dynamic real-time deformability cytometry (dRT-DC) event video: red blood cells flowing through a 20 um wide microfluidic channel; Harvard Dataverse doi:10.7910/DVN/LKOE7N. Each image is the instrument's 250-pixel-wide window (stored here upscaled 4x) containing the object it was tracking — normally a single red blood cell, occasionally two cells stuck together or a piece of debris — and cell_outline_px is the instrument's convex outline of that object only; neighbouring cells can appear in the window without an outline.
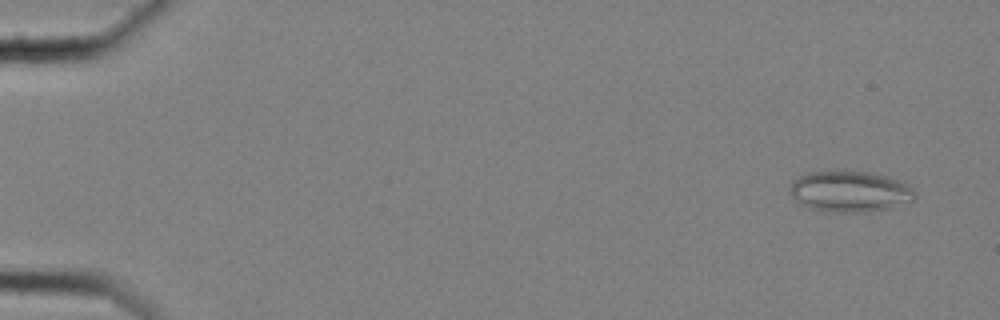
{"species": "common noctule bat (a hibernating species)", "species_latin": "Nyctalus noctula", "temperature_condition": "cold", "stored_images_in_passage": 59, "camera_frame_rate_fps": 3000, "um_per_image_px": 0.085, "animal": {"sex": "female", "body_mass_g": 25.1}, "frame": {"image": 1, "passage_image": 4, "time_ms": 1.0, "image_size_px": [1000, 320], "cell_outline_px": [[916, 200], [888, 208], [864, 212], [832, 212], [808, 208], [800, 204], [788, 192], [788, 188], [792, 180], [796, 176], [808, 172], [828, 168], [844, 168], [872, 172], [888, 176], [908, 184], [916, 192]], "centroid_in_image_um": [72.18, 16.21], "position_along_channel_um": 12.8, "area_um2": 31.27}}
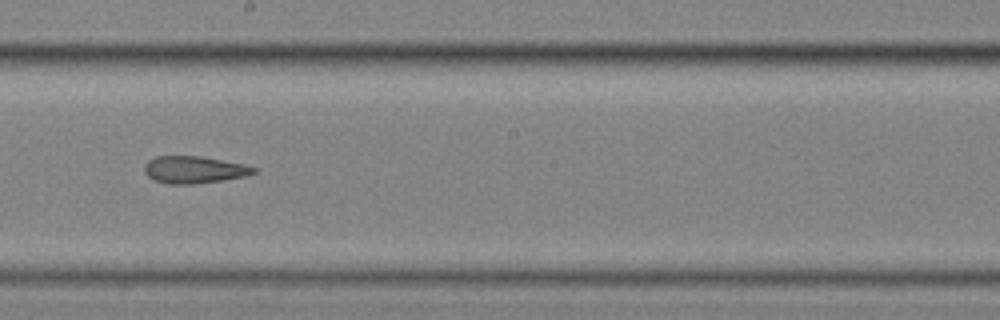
{"frame": {"image": 2, "passage_image": 35, "time_ms": 11.333, "image_size_px": [1000, 320], "cell_outline_px": [[256, 172], [244, 176], [196, 184], [168, 184], [152, 180], [144, 172], [144, 164], [148, 160], [156, 156], [200, 156], [244, 164], [256, 168]], "centroid_in_image_um": [16.44, 14.42], "position_along_channel_um": 231.8, "area_um2": 17.28}}
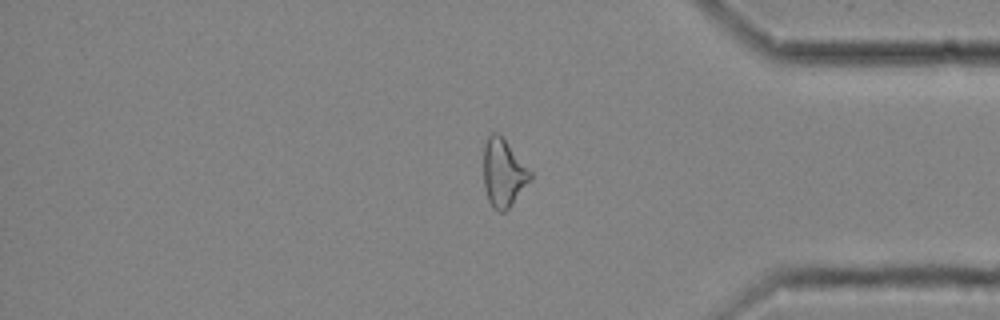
{"frame": {"image": 3, "passage_image": 50, "time_ms": 16.333, "image_size_px": [1000, 320], "cell_outline_px": [[532, 176], [508, 208], [504, 212], [500, 212], [492, 208], [488, 200], [484, 188], [484, 144], [488, 136], [492, 132], [496, 132], [504, 140], [532, 172]], "centroid_in_image_um": [42.75, 14.71], "position_along_channel_um": 392.5, "area_um2": 17.98}, "authors_computed_cell_mechanics": {"area_um2": 20.519, "velocity_mm_per_s": 3.5207, "shape_relaxation_time_tau1_ms": null, "shape_relaxation_time_tau2_ms": 4.3911, "deformation_change_tau1": null, "deformation_change_tau2": 0.1478}}